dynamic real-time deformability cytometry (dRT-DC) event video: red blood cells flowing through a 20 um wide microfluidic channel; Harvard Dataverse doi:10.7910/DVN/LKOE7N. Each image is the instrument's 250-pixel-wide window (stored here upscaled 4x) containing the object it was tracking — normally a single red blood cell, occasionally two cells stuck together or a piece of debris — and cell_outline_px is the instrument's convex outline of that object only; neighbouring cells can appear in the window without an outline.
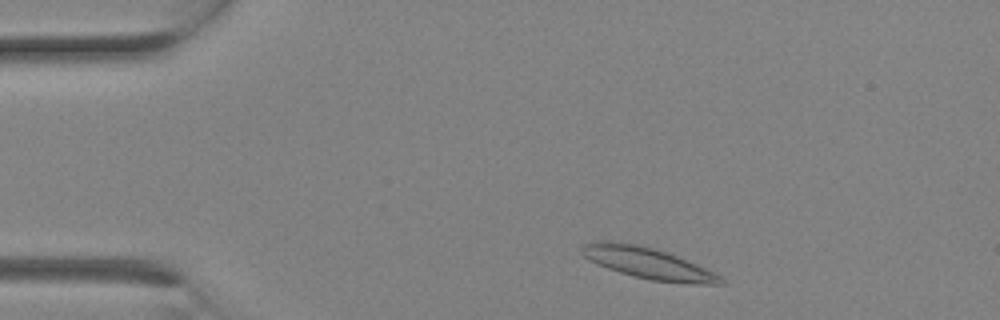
{"species": "Egyptian fruit bat (a non-hibernating species)", "species_latin": "Rousettus aegyptiacus", "temperature_condition": "room temperature", "stored_images_in_passage": 10, "camera_frame_rate_fps": 3000, "um_per_image_px": 0.085, "animal": {"sex": "female"}, "frame": {"image": 1, "passage_image": 2, "time_ms": 0.333, "image_size_px": [1000, 320], "cell_outline_px": [[724, 284], [692, 284], [652, 280], [632, 276], [596, 264], [588, 260], [580, 252], [580, 248], [584, 244], [600, 240], [608, 240], [636, 244], [652, 248], [676, 256], [696, 264], [720, 276], [724, 280]], "centroid_in_image_um": [55.01, 22.36], "position_along_channel_um": 30.0, "area_um2": 25.03}}
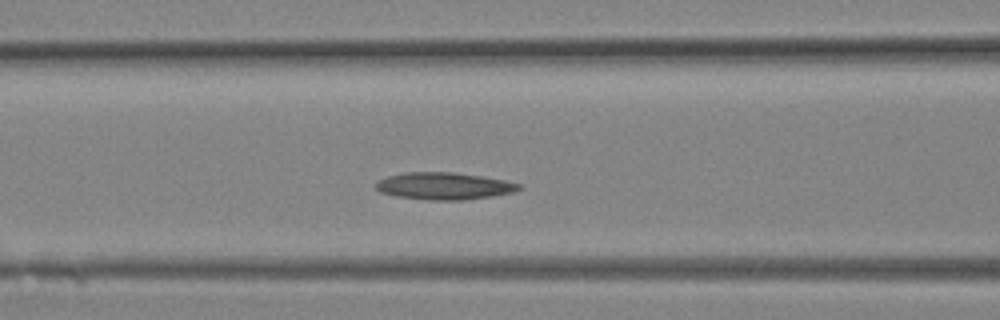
{"frame": {"image": 2, "passage_image": 8, "time_ms": 2.333, "image_size_px": [1000, 320], "cell_outline_px": [[524, 188], [512, 192], [492, 196], [464, 200], [428, 200], [396, 196], [380, 192], [376, 188], [376, 184], [380, 180], [388, 176], [404, 172], [452, 172], [480, 176], [504, 180], [520, 184]], "centroid_in_image_um": [37.75, 15.81], "position_along_channel_um": 128.8, "area_um2": 22.48}}
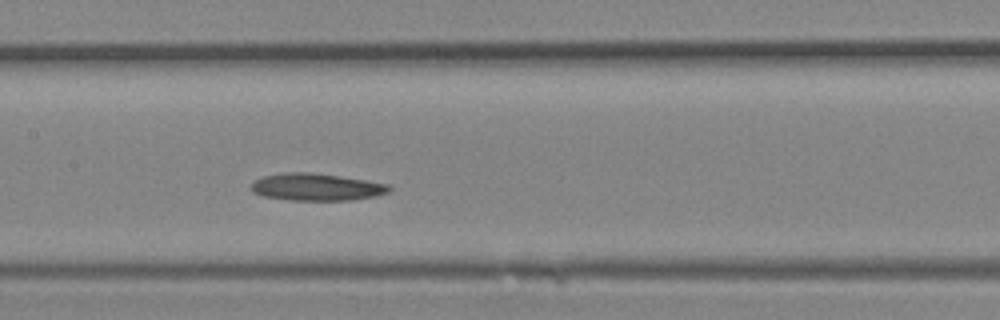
{"frame": {"image": 3, "passage_image": 10, "time_ms": 3.0, "image_size_px": [1000, 320], "cell_outline_px": [[392, 188], [388, 192], [376, 196], [352, 200], [288, 200], [264, 196], [252, 192], [248, 188], [256, 180], [264, 176], [284, 172], [308, 172], [340, 176], [388, 184]], "centroid_in_image_um": [26.88, 15.9], "position_along_channel_um": 180.5, "area_um2": 21.85}}